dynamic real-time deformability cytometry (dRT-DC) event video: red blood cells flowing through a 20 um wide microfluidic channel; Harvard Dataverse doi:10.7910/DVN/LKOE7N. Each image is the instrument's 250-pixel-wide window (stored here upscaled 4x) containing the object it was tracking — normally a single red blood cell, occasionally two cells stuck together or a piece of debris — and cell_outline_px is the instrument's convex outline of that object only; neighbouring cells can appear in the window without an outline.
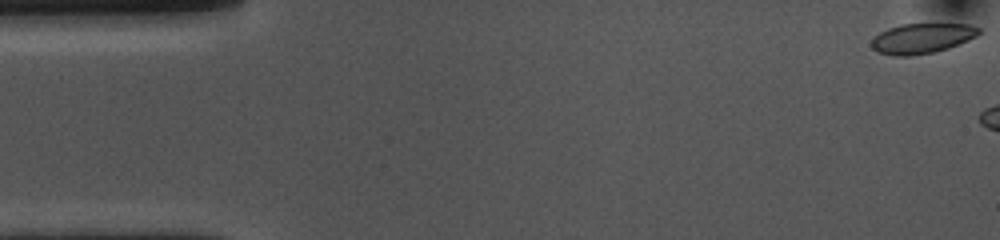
{"species": "common noctule bat (a hibernating species)", "species_latin": "Nyctalus noctula", "temperature_condition": "cold", "stored_images_in_passage": 6, "camera_frame_rate_fps": 3000, "um_per_image_px": 0.085, "animal": {"sex": "female", "body_mass_g": 10.0, "forearm_length_mm": 53.1}, "frame": {"image": 1, "passage_image": 1, "time_ms": 0.0, "image_size_px": [1000, 240], "cell_outline_px": [[980, 32], [976, 36], [968, 40], [948, 48], [936, 52], [912, 56], [892, 56], [876, 52], [872, 48], [872, 40], [880, 32], [888, 28], [900, 24], [968, 24], [980, 28]], "centroid_in_image_um": [78.34, 3.27], "position_along_channel_um": 6.7, "area_um2": 18.9}}